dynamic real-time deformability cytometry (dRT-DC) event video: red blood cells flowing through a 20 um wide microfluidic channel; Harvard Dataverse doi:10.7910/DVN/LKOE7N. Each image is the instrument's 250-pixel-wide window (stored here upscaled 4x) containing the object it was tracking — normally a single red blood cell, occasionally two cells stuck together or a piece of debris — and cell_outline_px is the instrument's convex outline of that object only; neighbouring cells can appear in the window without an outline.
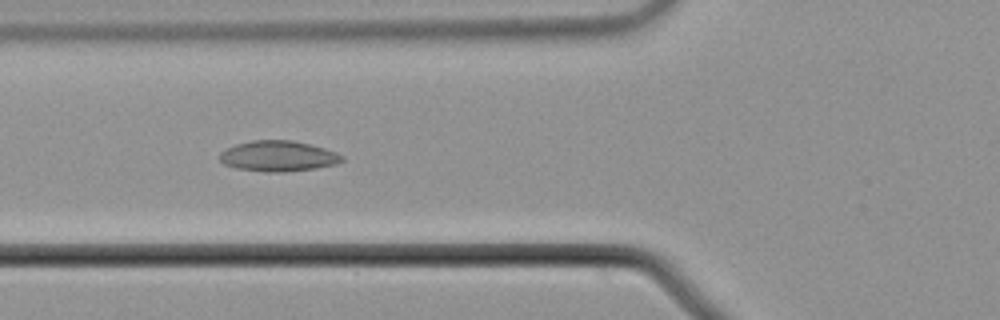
{"species": "common noctule bat (a hibernating species)", "species_latin": "Nyctalus noctula", "temperature_condition": "cold", "stored_images_in_passage": 41, "camera_frame_rate_fps": 3000, "um_per_image_px": 0.085, "animal": {"sex": "male", "body_mass_g": 21.5, "forearm_length_mm": 52.0}, "frame": {"image": 1, "passage_image": 7, "time_ms": 2.0, "image_size_px": [1000, 320], "cell_outline_px": [[344, 160], [336, 164], [316, 168], [284, 172], [264, 172], [236, 168], [224, 164], [220, 160], [220, 152], [236, 144], [252, 140], [292, 140], [324, 148], [336, 152], [344, 156]], "centroid_in_image_um": [23.65, 13.27], "position_along_channel_um": 102.1, "area_um2": 21.79}}
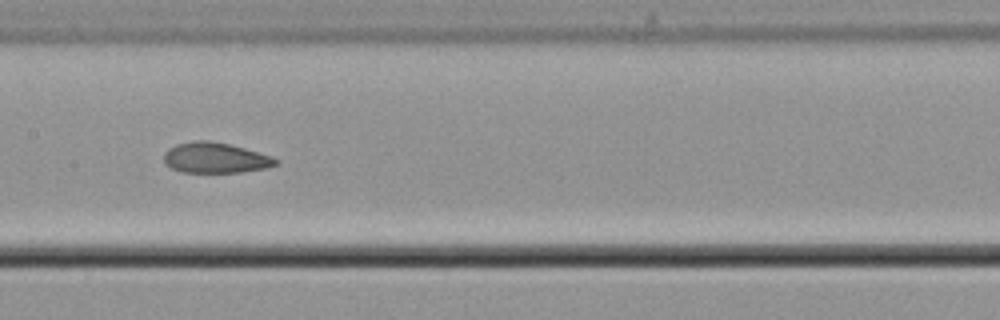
{"frame": {"image": 2, "passage_image": 14, "time_ms": 4.333, "image_size_px": [1000, 320], "cell_outline_px": [[280, 164], [268, 168], [240, 172], [180, 172], [164, 164], [164, 152], [168, 148], [176, 144], [192, 140], [208, 140], [228, 144], [244, 148], [272, 156], [280, 160]], "centroid_in_image_um": [18.31, 13.41], "position_along_channel_um": 189.1, "area_um2": 20.11}}
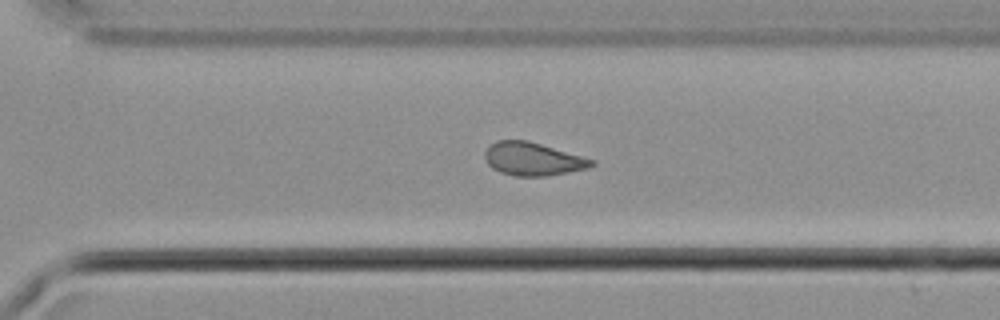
{"frame": {"image": 3, "passage_image": 25, "time_ms": 8.0, "image_size_px": [1000, 320], "cell_outline_px": [[596, 164], [588, 168], [548, 176], [516, 176], [500, 172], [492, 168], [488, 164], [484, 156], [484, 152], [496, 140], [528, 140], [596, 160]], "centroid_in_image_um": [45.31, 13.51], "position_along_channel_um": 325.3, "area_um2": 20.63}, "authors_computed_cell_mechanics": {"area_um2": 20.6346, "velocity_mm_per_s": 3.7139, "shape_relaxation_time_tau1_ms": 4.8717, "shape_relaxation_time_tau2_ms": 3.4297, "deformation_change_tau1": 0.1052, "deformation_change_tau2": 0.0833}}